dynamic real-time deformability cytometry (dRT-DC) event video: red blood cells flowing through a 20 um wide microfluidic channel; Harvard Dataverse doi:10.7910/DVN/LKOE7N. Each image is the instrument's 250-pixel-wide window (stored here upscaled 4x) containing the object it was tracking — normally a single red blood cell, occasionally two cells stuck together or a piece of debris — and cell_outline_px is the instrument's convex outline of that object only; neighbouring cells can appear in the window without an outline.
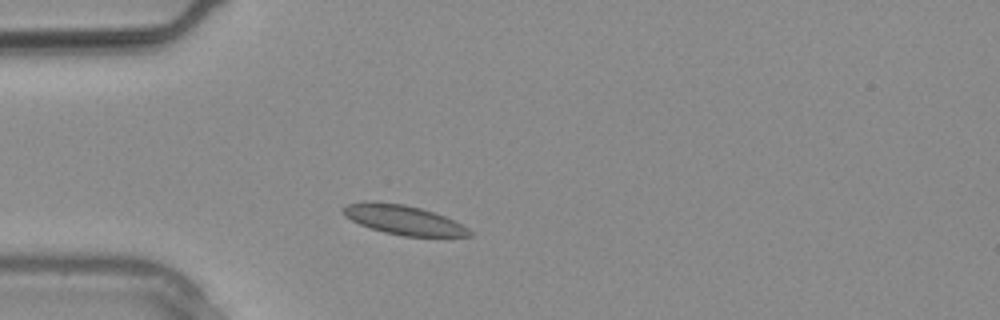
{"species": "common noctule bat (a hibernating species)", "species_latin": "Nyctalus noctula", "temperature_condition": "warm", "stored_images_in_passage": 9, "camera_frame_rate_fps": 3000, "um_per_image_px": 0.085, "animal": {"sex": "male", "body_mass_g": 20.4}, "frame": {"image": 1, "passage_image": 1, "time_ms": 0.0, "image_size_px": [1000, 320], "cell_outline_px": [[472, 236], [404, 236], [384, 232], [360, 224], [344, 216], [344, 208], [348, 204], [364, 200], [376, 200], [404, 204], [420, 208], [444, 216], [468, 228], [472, 232]], "centroid_in_image_um": [34.26, 18.67], "position_along_channel_um": 50.7, "area_um2": 21.5}}
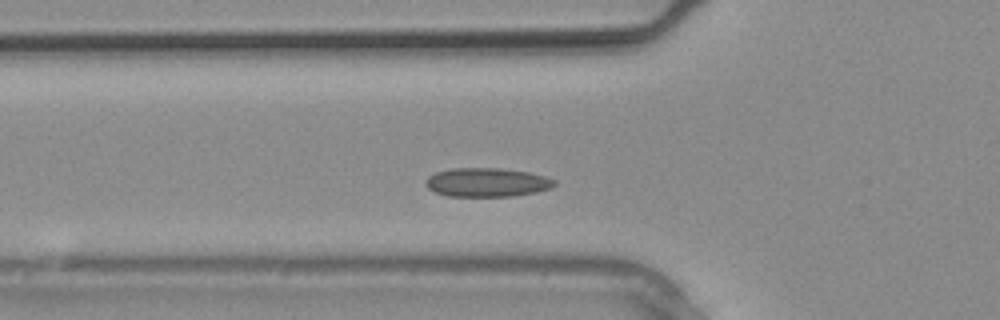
{"frame": {"image": 2, "passage_image": 3, "time_ms": 0.667, "image_size_px": [1000, 320], "cell_outline_px": [[556, 184], [552, 188], [536, 192], [512, 196], [448, 196], [436, 192], [428, 188], [424, 184], [424, 180], [428, 176], [436, 172], [452, 168], [500, 168], [528, 172], [544, 176], [556, 180]], "centroid_in_image_um": [41.38, 15.5], "position_along_channel_um": 84.4, "area_um2": 21.73}}